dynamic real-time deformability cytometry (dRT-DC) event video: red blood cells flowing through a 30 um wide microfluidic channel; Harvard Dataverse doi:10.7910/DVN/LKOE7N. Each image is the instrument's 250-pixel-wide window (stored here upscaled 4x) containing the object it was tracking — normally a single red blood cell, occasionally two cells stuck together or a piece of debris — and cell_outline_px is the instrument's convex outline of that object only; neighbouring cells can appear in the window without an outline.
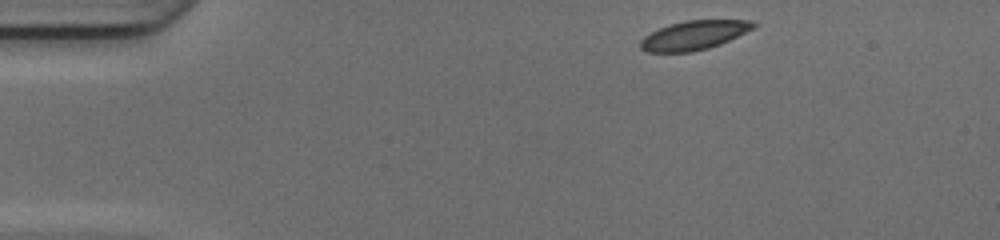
{"species": "common noctule bat (a hibernating species)", "species_latin": "Nyctalus noctula", "temperature_condition": "cold", "stored_images_in_passage": 43, "camera_frame_rate_fps": 3000, "um_per_image_px": 0.085, "animal": {"sex": "female", "body_mass_g": 17.0, "forearm_length_mm": 48.0}, "frame": {"image": 1, "passage_image": 1, "time_ms": 0.0, "image_size_px": [1000, 240], "cell_outline_px": [[756, 24], [752, 28], [720, 44], [708, 48], [692, 52], [648, 52], [640, 48], [640, 40], [644, 36], [668, 24], [684, 20], [752, 20]], "centroid_in_image_um": [58.94, 2.99], "position_along_channel_um": 26.1, "area_um2": 18.96}}
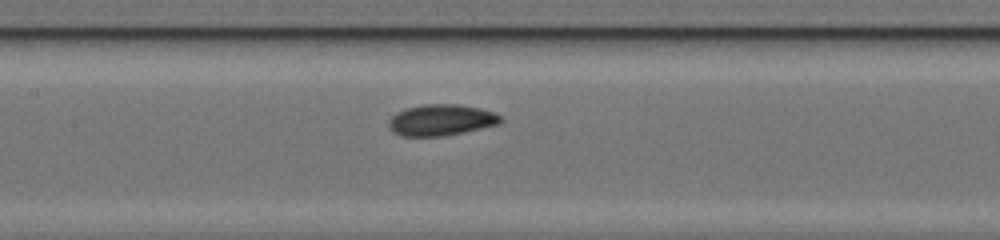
{"frame": {"image": 2, "passage_image": 17, "time_ms": 5.333, "image_size_px": [1000, 240], "cell_outline_px": [[504, 120], [500, 124], [464, 132], [444, 136], [400, 136], [392, 132], [388, 128], [388, 120], [396, 112], [408, 108], [424, 104], [460, 104], [480, 108], [492, 112], [500, 116]], "centroid_in_image_um": [37.48, 10.21], "position_along_channel_um": 169.9, "area_um2": 20.52}}
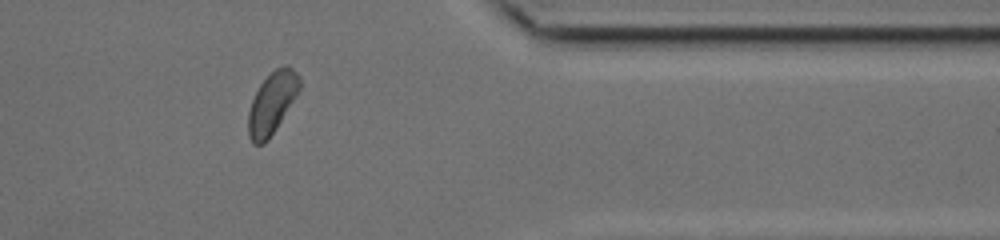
{"frame": {"image": 3, "passage_image": 34, "time_ms": 11.0, "image_size_px": [1000, 240], "cell_outline_px": [[300, 88], [276, 128], [268, 140], [264, 144], [252, 144], [248, 136], [248, 112], [252, 100], [260, 84], [276, 68], [284, 64], [288, 64], [300, 76]], "centroid_in_image_um": [23.11, 8.75], "position_along_channel_um": 388.3, "area_um2": 18.21}, "authors_computed_cell_mechanics": {"area_um2": 19.652, "velocity_mm_per_s": 4.1644, "shape_relaxation_time_tau1_ms": 2.2127, "shape_relaxation_time_tau2_ms": 2.4721, "deformation_change_tau1": 0.081, "deformation_change_tau2": 0.0527}}